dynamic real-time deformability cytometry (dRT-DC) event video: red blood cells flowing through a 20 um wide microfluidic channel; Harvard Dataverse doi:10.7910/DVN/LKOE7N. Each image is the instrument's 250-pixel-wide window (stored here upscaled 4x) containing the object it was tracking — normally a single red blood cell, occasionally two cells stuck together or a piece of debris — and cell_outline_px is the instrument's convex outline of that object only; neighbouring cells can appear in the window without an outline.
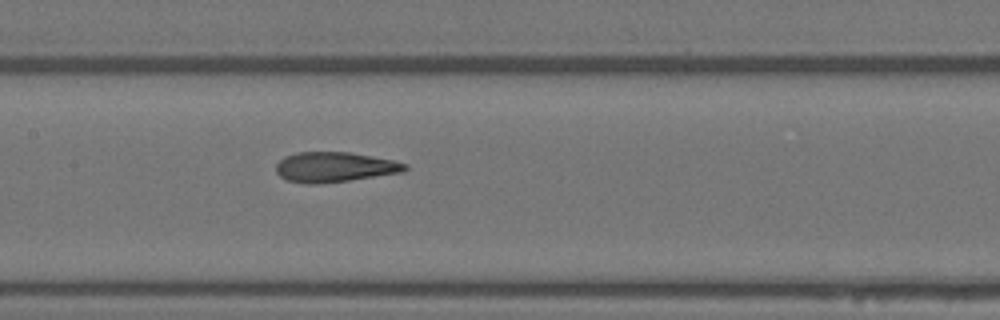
{"species": "Egyptian fruit bat (a non-hibernating species)", "species_latin": "Rousettus aegyptiacus", "temperature_condition": "warm", "stored_images_in_passage": 7, "camera_frame_rate_fps": 3000, "um_per_image_px": 0.085, "animal": {"sex": "female"}, "frame": {"image": 1, "passage_image": 7, "time_ms": 2.0, "image_size_px": [1000, 320], "cell_outline_px": [[408, 168], [404, 172], [348, 180], [316, 184], [304, 184], [288, 180], [280, 176], [276, 172], [276, 164], [284, 156], [296, 152], [348, 152], [392, 160], [408, 164]], "centroid_in_image_um": [28.42, 14.2], "position_along_channel_um": 179.0, "area_um2": 22.48}}